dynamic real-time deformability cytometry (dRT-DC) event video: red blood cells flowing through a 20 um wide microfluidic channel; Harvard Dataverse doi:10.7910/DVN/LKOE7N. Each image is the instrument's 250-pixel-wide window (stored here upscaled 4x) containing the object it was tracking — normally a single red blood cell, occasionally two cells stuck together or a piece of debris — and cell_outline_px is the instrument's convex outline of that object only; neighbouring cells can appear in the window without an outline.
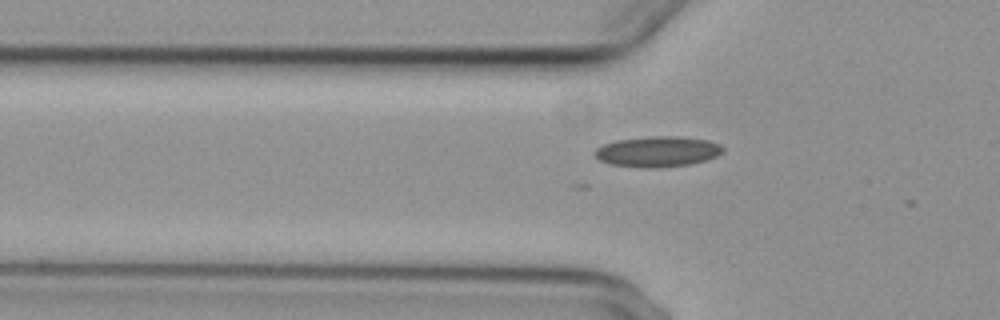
{"species": "common noctule bat (a hibernating species)", "species_latin": "Nyctalus noctula", "temperature_condition": "cold", "stored_images_in_passage": 5, "camera_frame_rate_fps": 3000, "um_per_image_px": 0.085, "animal": {"sex": "female", "body_mass_g": 29.2, "forearm_length_mm": 56.3}, "frame": {"image": 1, "passage_image": 2, "time_ms": 0.333, "image_size_px": [1000, 320], "cell_outline_px": [[724, 152], [716, 156], [704, 160], [688, 164], [656, 168], [648, 168], [612, 164], [600, 160], [592, 152], [596, 148], [604, 144], [616, 140], [648, 136], [676, 136], [708, 140], [720, 144], [724, 148]], "centroid_in_image_um": [55.89, 12.87], "position_along_channel_um": 69.9, "area_um2": 22.72}}